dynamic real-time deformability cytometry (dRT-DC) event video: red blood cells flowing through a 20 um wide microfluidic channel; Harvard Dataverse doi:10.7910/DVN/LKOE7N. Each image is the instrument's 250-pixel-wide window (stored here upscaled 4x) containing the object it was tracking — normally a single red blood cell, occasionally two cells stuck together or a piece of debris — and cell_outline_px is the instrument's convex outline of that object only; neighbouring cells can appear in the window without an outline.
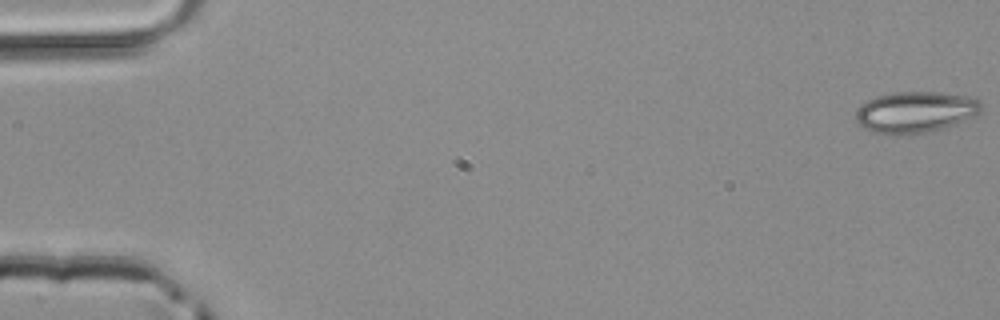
{"species": "common noctule bat (a hibernating species)", "species_latin": "Nyctalus noctula", "temperature_condition": "room temperature", "stored_images_in_passage": 49, "camera_frame_rate_fps": 3000, "um_per_image_px": 0.085, "animal": {"sex": "male", "body_mass_g": 20.4}, "frame": {"image": 1, "passage_image": 1, "time_ms": 0.0, "image_size_px": [1000, 320], "cell_outline_px": [[984, 108], [976, 116], [956, 124], [928, 132], [872, 132], [864, 128], [856, 120], [856, 112], [860, 104], [876, 96], [896, 92], [940, 92], [964, 96], [980, 100]], "centroid_in_image_um": [77.85, 9.49], "position_along_channel_um": 7.1, "area_um2": 29.65}}
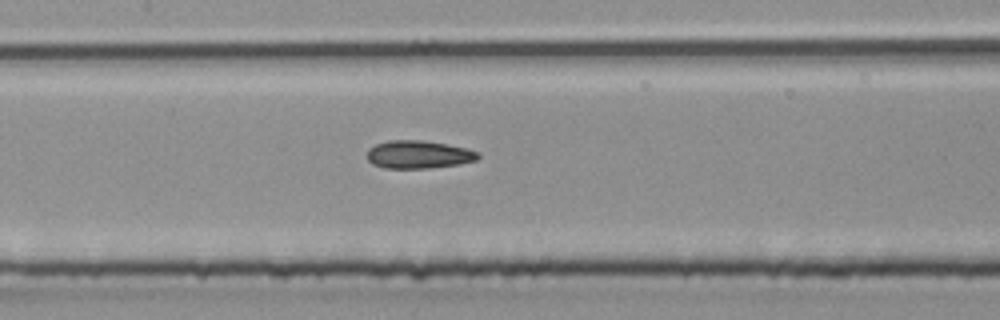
{"frame": {"image": 2, "passage_image": 24, "time_ms": 7.667, "image_size_px": [1000, 320], "cell_outline_px": [[480, 156], [476, 160], [460, 164], [428, 168], [384, 168], [372, 164], [368, 160], [368, 148], [376, 144], [388, 140], [424, 140], [448, 144], [468, 148], [480, 152]], "centroid_in_image_um": [35.6, 13.12], "position_along_channel_um": 171.8, "area_um2": 18.26}}
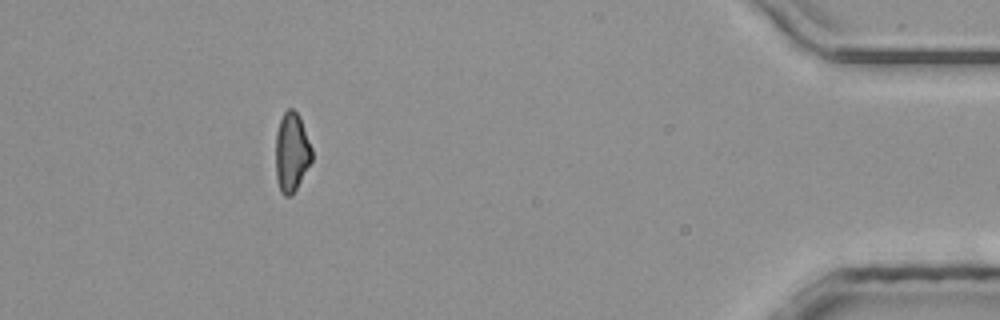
{"frame": {"image": 3, "passage_image": 45, "time_ms": 14.667, "image_size_px": [1000, 320], "cell_outline_px": [[312, 160], [292, 196], [284, 196], [280, 192], [276, 176], [276, 132], [280, 120], [284, 112], [288, 108], [292, 108], [300, 116], [312, 148]], "centroid_in_image_um": [24.79, 12.94], "position_along_channel_um": 410.4, "area_um2": 16.76}}